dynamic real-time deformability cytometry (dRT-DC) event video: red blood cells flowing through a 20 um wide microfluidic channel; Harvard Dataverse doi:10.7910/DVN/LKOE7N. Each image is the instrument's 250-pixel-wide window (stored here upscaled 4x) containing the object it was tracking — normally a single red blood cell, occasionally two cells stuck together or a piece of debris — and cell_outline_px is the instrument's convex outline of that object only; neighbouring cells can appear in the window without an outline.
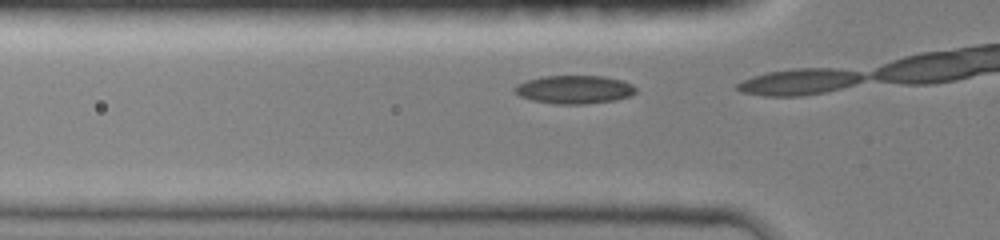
{"species": "common noctule bat (a hibernating species)", "species_latin": "Nyctalus noctula", "temperature_condition": "room temperature", "stored_images_in_passage": 5, "camera_frame_rate_fps": 3000, "um_per_image_px": 0.085, "animal": {"sex": "female", "body_mass_g": 19.0, "forearm_length_mm": 51.5}, "frame": {"image": 1, "passage_image": 4, "time_ms": 1.0, "image_size_px": [1000, 240], "cell_outline_px": [[636, 92], [632, 96], [616, 100], [584, 104], [556, 104], [532, 100], [520, 96], [512, 88], [516, 84], [528, 80], [544, 76], [604, 76], [620, 80], [632, 84], [636, 88]], "centroid_in_image_um": [48.83, 7.61], "position_along_channel_um": 77.0, "area_um2": 20.0}}